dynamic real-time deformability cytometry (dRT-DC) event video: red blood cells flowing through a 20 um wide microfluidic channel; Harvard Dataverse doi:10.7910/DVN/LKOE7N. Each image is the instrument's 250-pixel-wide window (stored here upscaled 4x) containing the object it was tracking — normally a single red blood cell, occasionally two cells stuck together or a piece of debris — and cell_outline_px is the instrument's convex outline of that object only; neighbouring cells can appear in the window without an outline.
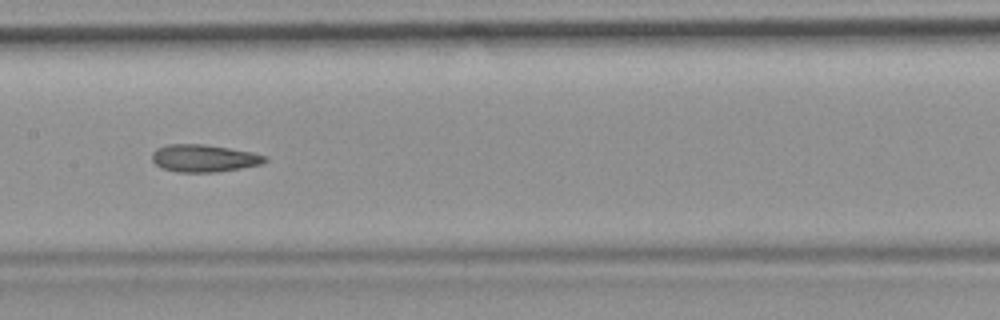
{"species": "common noctule bat (a hibernating species)", "species_latin": "Nyctalus noctula", "temperature_condition": "room temperature", "stored_images_in_passage": 38, "camera_frame_rate_fps": 3000, "um_per_image_px": 0.085, "animal": {"sex": "female", "body_mass_g": 19.9}, "frame": {"image": 1, "passage_image": 12, "time_ms": 3.667, "image_size_px": [1000, 320], "cell_outline_px": [[268, 160], [260, 164], [240, 168], [216, 172], [176, 172], [160, 168], [152, 160], [152, 152], [156, 148], [168, 144], [204, 144], [252, 152], [268, 156]], "centroid_in_image_um": [17.31, 13.45], "position_along_channel_um": 190.1, "area_um2": 18.09}, "authors_computed_cell_mechanics": {"area_um2": 18.3226, "velocity_mm_per_s": 3.7605, "shape_relaxation_time_tau1_ms": null, "shape_relaxation_time_tau2_ms": 3.8203, "deformation_change_tau1": null, "deformation_change_tau2": 0.1173}}